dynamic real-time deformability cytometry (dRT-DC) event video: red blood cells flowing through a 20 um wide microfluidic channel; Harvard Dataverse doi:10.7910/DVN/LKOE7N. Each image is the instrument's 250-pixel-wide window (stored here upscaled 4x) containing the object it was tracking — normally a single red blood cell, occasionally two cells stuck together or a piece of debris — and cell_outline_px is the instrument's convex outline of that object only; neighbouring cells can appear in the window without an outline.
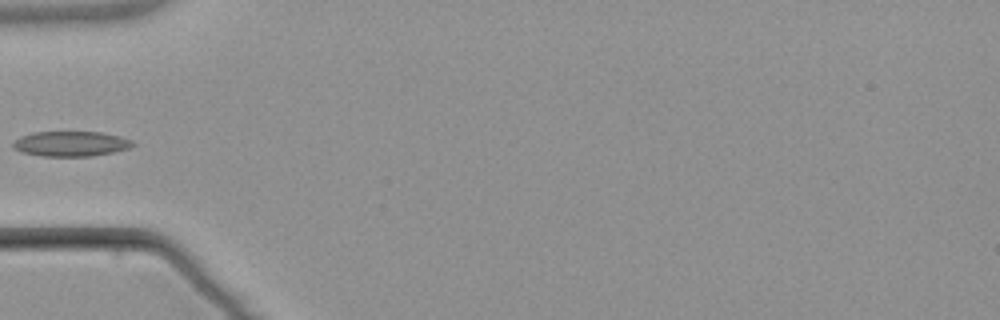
{"species": "common noctule bat (a hibernating species)", "species_latin": "Nyctalus noctula", "temperature_condition": "warm", "stored_images_in_passage": 4, "camera_frame_rate_fps": 3000, "um_per_image_px": 0.085, "animal": {"sex": "male", "body_mass_g": 21.5, "forearm_length_mm": 52.0}, "frame": {"image": 1, "passage_image": 4, "time_ms": 3.667, "image_size_px": [1000, 320], "cell_outline_px": [[136, 144], [128, 148], [112, 152], [92, 156], [40, 156], [24, 152], [12, 148], [12, 144], [20, 136], [32, 132], [100, 132], [120, 136], [132, 140]], "centroid_in_image_um": [6.02, 12.21], "position_along_channel_um": 79.0, "area_um2": 17.46}}